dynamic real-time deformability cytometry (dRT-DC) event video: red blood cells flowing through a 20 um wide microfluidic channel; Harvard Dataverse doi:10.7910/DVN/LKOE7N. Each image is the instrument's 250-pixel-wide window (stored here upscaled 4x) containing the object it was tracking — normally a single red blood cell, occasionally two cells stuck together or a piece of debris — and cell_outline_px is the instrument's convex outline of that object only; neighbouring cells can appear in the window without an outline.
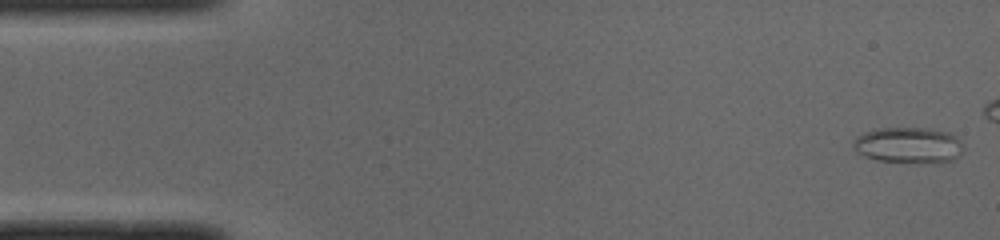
{"species": "common noctule bat (a hibernating species)", "species_latin": "Nyctalus noctula", "temperature_condition": "cold", "stored_images_in_passage": 40, "segment_of_instrument_passage": [1, 2], "camera_frame_rate_fps": 3000, "um_per_image_px": 0.085, "animal": {"sex": "male", "body_mass_g": 19.0, "forearm_length_mm": 50.8}, "frame": {"image": 1, "passage_image": 1, "time_ms": 0.0, "image_size_px": [1000, 240], "cell_outline_px": [[960, 156], [952, 160], [928, 164], [916, 164], [876, 160], [864, 156], [856, 152], [852, 148], [852, 144], [856, 136], [864, 132], [876, 128], [924, 128], [948, 132], [956, 136], [960, 140]], "centroid_in_image_um": [77.17, 12.36], "position_along_channel_um": 7.8, "area_um2": 23.47}}
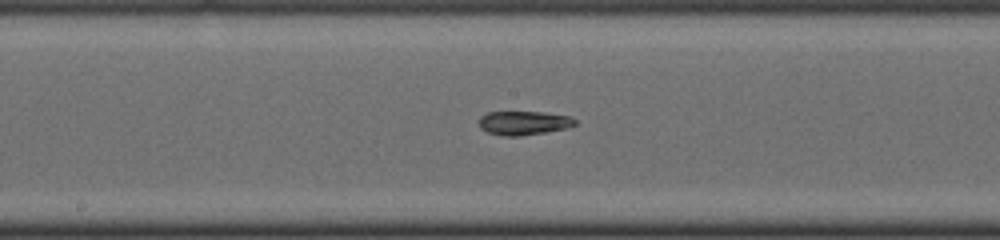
{"frame": {"image": 2, "passage_image": 25, "time_ms": 8.0, "image_size_px": [1000, 240], "cell_outline_px": [[576, 124], [568, 128], [520, 136], [500, 136], [488, 132], [480, 128], [480, 116], [488, 112], [544, 112], [572, 116], [576, 120]], "centroid_in_image_um": [44.54, 10.45], "position_along_channel_um": 203.7, "area_um2": 13.47}}
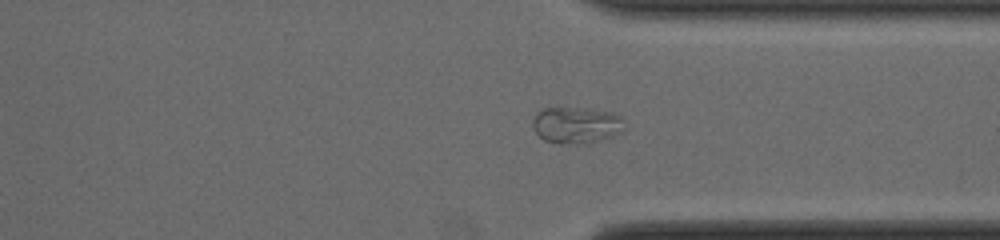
{"frame": {"image": 3, "passage_image": 37, "time_ms": 12.0, "image_size_px": [1000, 240], "cell_outline_px": [[624, 128], [620, 132], [612, 136], [592, 144], [560, 144], [544, 140], [532, 128], [532, 120], [544, 108], [588, 108], [608, 112], [620, 116], [624, 120]], "centroid_in_image_um": [49.0, 10.66], "position_along_channel_um": 362.4, "area_um2": 19.65}}